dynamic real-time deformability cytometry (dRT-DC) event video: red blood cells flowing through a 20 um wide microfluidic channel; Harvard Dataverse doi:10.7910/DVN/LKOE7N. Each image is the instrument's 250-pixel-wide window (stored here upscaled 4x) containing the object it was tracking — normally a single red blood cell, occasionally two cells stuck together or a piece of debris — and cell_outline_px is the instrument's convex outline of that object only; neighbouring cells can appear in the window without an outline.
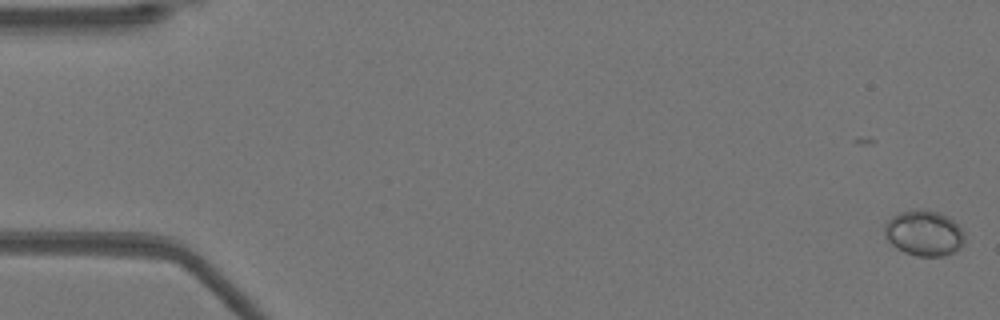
{"species": "Egyptian fruit bat (a non-hibernating species)", "species_latin": "Rousettus aegyptiacus", "temperature_condition": "warm", "stored_images_in_passage": 25, "camera_frame_rate_fps": 3000, "um_per_image_px": 0.085, "animal": {"sex": "female"}, "frame": {"image": 1, "passage_image": 1, "time_ms": 0.0, "image_size_px": [1000, 320], "cell_outline_px": [[964, 244], [960, 248], [944, 256], [916, 256], [904, 252], [896, 248], [884, 236], [884, 224], [892, 216], [900, 212], [916, 208], [940, 212], [948, 216], [964, 232]], "centroid_in_image_um": [78.53, 19.81], "position_along_channel_um": 6.5, "area_um2": 21.44}}
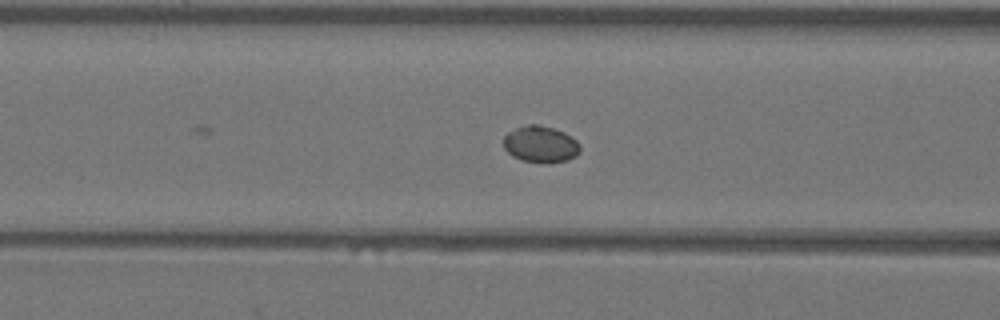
{"frame": {"image": 2, "passage_image": 21, "time_ms": 6.667, "image_size_px": [1000, 320], "cell_outline_px": [[580, 152], [576, 156], [568, 160], [548, 164], [524, 160], [512, 156], [504, 148], [504, 136], [508, 132], [516, 128], [528, 124], [536, 124], [552, 128], [564, 132], [576, 140], [580, 144]], "centroid_in_image_um": [45.97, 12.27], "position_along_channel_um": 120.6, "area_um2": 16.36}}
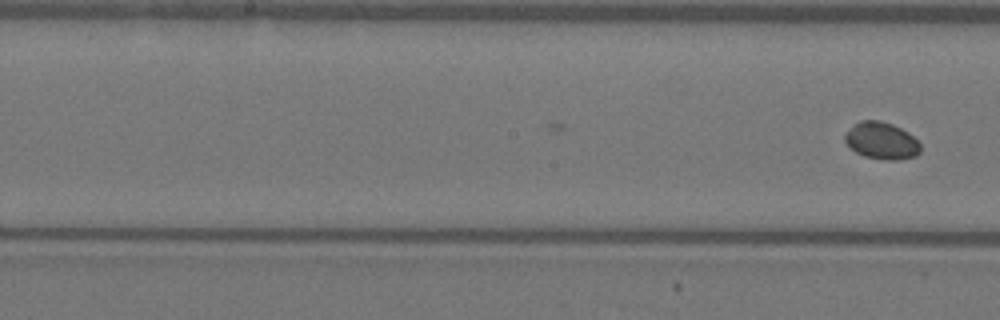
{"frame": {"image": 3, "passage_image": 25, "time_ms": 8.0, "image_size_px": [1000, 320], "cell_outline_px": [[920, 152], [916, 156], [900, 160], [884, 160], [864, 156], [856, 152], [844, 140], [844, 136], [852, 124], [860, 120], [880, 120], [892, 124], [908, 132], [920, 144]], "centroid_in_image_um": [74.93, 11.96], "position_along_channel_um": 173.3, "area_um2": 16.36}}